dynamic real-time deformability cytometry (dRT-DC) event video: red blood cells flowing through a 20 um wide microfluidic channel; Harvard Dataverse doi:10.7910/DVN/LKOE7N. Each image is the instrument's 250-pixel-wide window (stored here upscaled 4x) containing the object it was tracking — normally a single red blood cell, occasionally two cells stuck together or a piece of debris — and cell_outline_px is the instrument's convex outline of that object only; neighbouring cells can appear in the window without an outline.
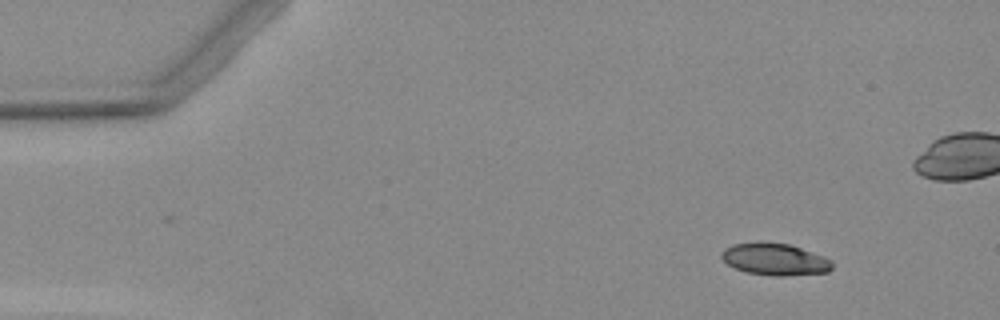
{"species": "Egyptian fruit bat (a non-hibernating species)", "species_latin": "Rousettus aegyptiacus", "temperature_condition": "warm", "stored_images_in_passage": 4, "camera_frame_rate_fps": 3000, "um_per_image_px": 0.085, "animal": {"sex": "female"}, "frame": {"image": 1, "passage_image": 1, "time_ms": 0.0, "image_size_px": [1000, 320], "cell_outline_px": [[832, 268], [828, 272], [784, 276], [776, 276], [748, 272], [736, 268], [728, 264], [720, 256], [724, 248], [732, 244], [756, 240], [760, 240], [792, 244], [824, 256], [832, 260]], "centroid_in_image_um": [65.86, 22.0], "position_along_channel_um": 19.1, "area_um2": 21.04}}